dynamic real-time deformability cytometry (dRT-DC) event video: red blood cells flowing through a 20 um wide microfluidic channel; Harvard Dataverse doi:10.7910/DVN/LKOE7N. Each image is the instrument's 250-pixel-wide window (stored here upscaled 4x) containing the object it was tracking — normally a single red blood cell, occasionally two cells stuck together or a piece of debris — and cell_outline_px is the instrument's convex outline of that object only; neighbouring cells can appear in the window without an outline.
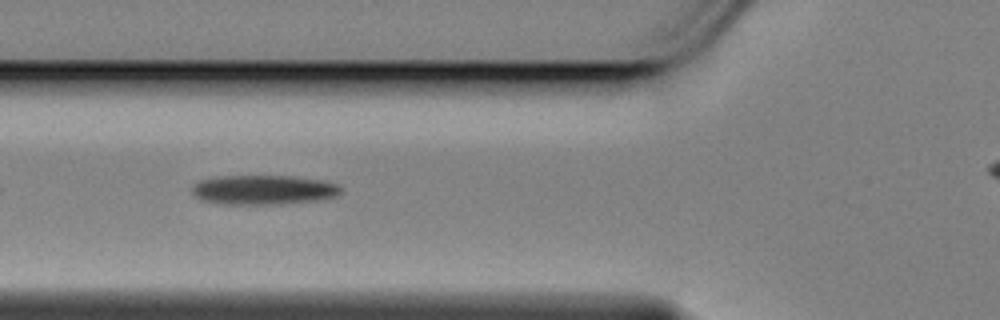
{"species": "Egyptian fruit bat (a non-hibernating species)", "species_latin": "Rousettus aegyptiacus", "temperature_condition": "cold", "stored_images_in_passage": 9, "camera_frame_rate_fps": 3000, "um_per_image_px": 0.085, "animal": {"sex": "female"}, "frame": {"image": 1, "passage_image": 6, "time_ms": 1.667, "image_size_px": [1000, 320], "cell_outline_px": [[340, 192], [336, 196], [320, 200], [284, 204], [224, 204], [200, 200], [192, 192], [192, 184], [200, 180], [216, 176], [292, 176], [320, 180], [336, 184], [340, 188]], "centroid_in_image_um": [22.35, 16.14], "position_along_channel_um": 103.4, "area_um2": 25.66}}